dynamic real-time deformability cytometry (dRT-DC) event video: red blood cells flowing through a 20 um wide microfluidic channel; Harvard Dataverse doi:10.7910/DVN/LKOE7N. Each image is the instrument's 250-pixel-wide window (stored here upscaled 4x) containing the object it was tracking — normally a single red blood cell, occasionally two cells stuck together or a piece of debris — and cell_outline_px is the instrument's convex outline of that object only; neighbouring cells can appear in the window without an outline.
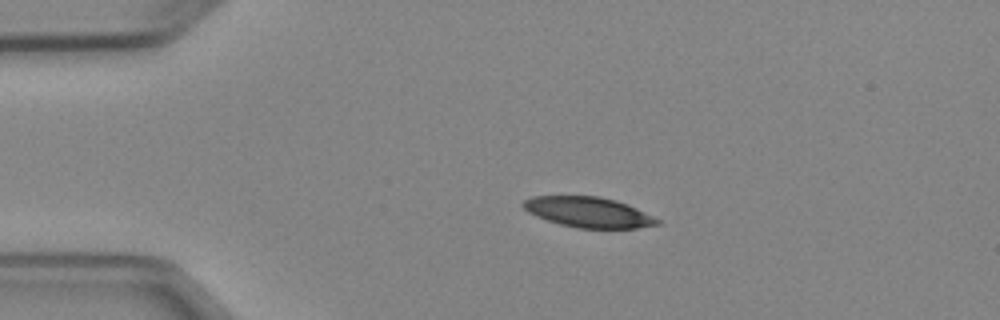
{"species": "Egyptian fruit bat (a non-hibernating species)", "species_latin": "Rousettus aegyptiacus", "temperature_condition": "cold", "stored_images_in_passage": 2, "camera_frame_rate_fps": 3000, "um_per_image_px": 0.085, "animal": {"sex": "female"}, "frame": {"image": 1, "passage_image": 1, "time_ms": 0.0, "image_size_px": [1000, 320], "cell_outline_px": [[660, 224], [636, 228], [576, 228], [560, 224], [536, 216], [528, 212], [520, 204], [524, 200], [532, 196], [600, 196], [616, 200], [628, 204], [660, 220]], "centroid_in_image_um": [49.99, 18.03], "position_along_channel_um": 35.0, "area_um2": 23.7}}